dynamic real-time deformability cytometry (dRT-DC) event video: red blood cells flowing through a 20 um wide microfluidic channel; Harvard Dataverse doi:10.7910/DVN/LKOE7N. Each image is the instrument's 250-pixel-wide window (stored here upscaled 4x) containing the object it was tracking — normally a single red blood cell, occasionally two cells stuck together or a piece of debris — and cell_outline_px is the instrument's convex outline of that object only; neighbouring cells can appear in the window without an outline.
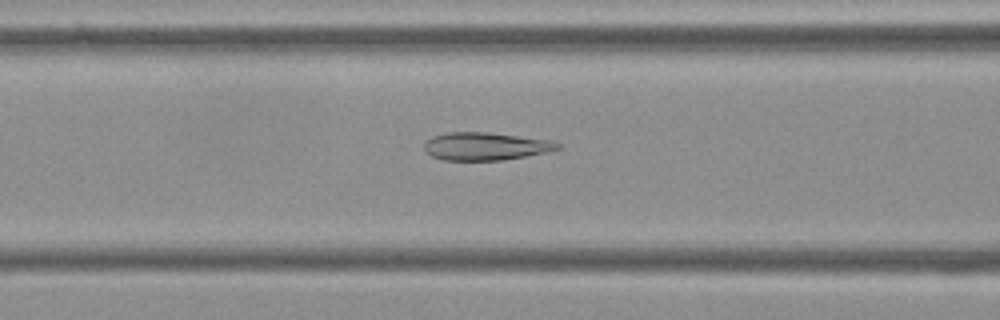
{"species": "Egyptian fruit bat (a non-hibernating species)", "species_latin": "Rousettus aegyptiacus", "temperature_condition": "cold", "stored_images_in_passage": 55, "camera_frame_rate_fps": 3000, "um_per_image_px": 0.085, "frame": {"image": 1, "passage_image": 22, "time_ms": 7.0, "image_size_px": [1000, 320], "cell_outline_px": [[560, 148], [548, 152], [504, 160], [444, 160], [432, 156], [424, 152], [424, 140], [432, 136], [448, 132], [488, 132], [548, 140], [560, 144]], "centroid_in_image_um": [41.21, 12.43], "position_along_channel_um": 125.4, "area_um2": 21.68}}
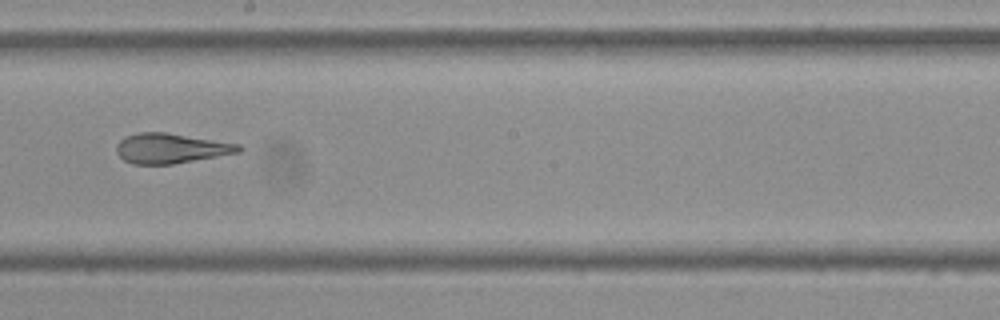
{"frame": {"image": 2, "passage_image": 31, "time_ms": 10.0, "image_size_px": [1000, 320], "cell_outline_px": [[244, 148], [240, 152], [172, 164], [132, 164], [124, 160], [116, 152], [116, 144], [124, 136], [140, 132], [164, 132], [240, 144]], "centroid_in_image_um": [14.5, 12.6], "position_along_channel_um": 233.7, "area_um2": 21.27}}
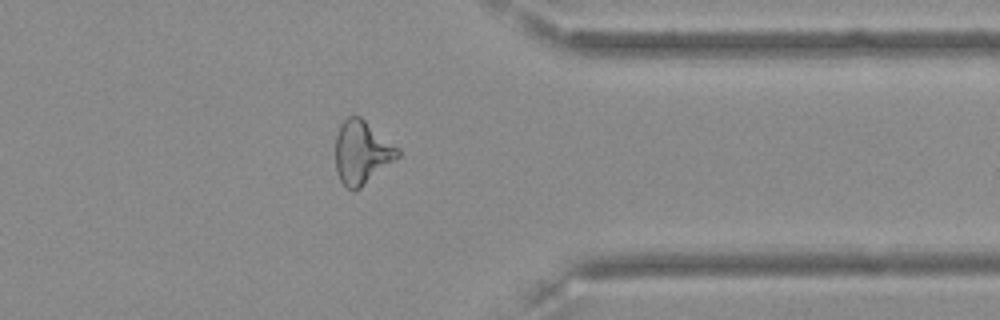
{"frame": {"image": 3, "passage_image": 44, "time_ms": 14.333, "image_size_px": [1000, 320], "cell_outline_px": [[400, 156], [360, 188], [352, 192], [340, 180], [336, 172], [336, 136], [340, 124], [348, 116], [360, 116], [400, 148]], "centroid_in_image_um": [30.76, 12.95], "position_along_channel_um": 380.6, "area_um2": 23.0}, "authors_computed_cell_mechanics": {"area_um2": 23.4668, "velocity_mm_per_s": 3.6125, "shape_relaxation_time_tau1_ms": null, "shape_relaxation_time_tau2_ms": 2.5157, "deformation_change_tau1": null, "deformation_change_tau2": 0.0797}}